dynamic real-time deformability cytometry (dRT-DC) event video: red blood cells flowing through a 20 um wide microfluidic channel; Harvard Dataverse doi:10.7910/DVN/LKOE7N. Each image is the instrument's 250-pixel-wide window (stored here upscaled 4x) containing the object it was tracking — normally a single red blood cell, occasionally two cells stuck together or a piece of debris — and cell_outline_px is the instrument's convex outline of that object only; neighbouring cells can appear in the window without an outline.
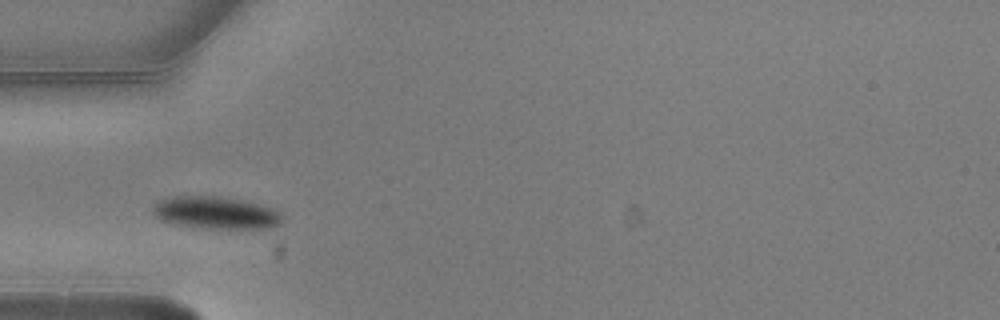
{"species": "common noctule bat (a hibernating species)", "species_latin": "Nyctalus noctula", "temperature_condition": "warm", "stored_images_in_passage": 6, "camera_frame_rate_fps": 3000, "um_per_image_px": 0.085, "animal": {"sex": "male", "body_mass_g": 20.5, "forearm_length_mm": 52.5}, "frame": {"image": 1, "passage_image": 6, "time_ms": 1.667, "image_size_px": [1000, 320], "cell_outline_px": [[280, 220], [272, 228], [204, 228], [176, 224], [160, 220], [152, 212], [152, 208], [156, 200], [172, 196], [220, 196], [240, 200], [268, 208], [276, 212], [280, 216]], "centroid_in_image_um": [18.19, 18.07], "position_along_channel_um": 66.8, "area_um2": 23.87}}